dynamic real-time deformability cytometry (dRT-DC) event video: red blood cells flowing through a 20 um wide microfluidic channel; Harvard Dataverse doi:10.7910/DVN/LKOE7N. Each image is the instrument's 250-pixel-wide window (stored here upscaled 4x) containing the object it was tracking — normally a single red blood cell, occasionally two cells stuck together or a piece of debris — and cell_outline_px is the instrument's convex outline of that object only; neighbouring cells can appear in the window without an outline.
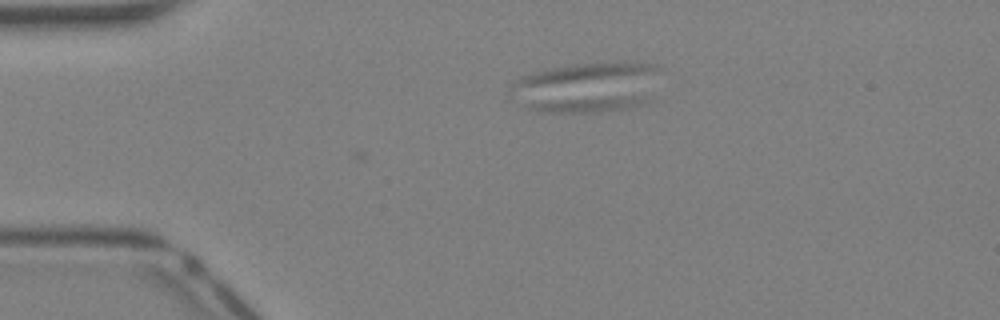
{"species": "Egyptian fruit bat (a non-hibernating species)", "species_latin": "Rousettus aegyptiacus", "temperature_condition": "warm", "stored_images_in_passage": 4, "camera_frame_rate_fps": 3000, "um_per_image_px": 0.085, "animal": {"sex": "female"}, "frame": {"image": 1, "passage_image": 4, "time_ms": 1.0, "image_size_px": [1000, 320], "cell_outline_px": [[652, 100], [644, 104], [628, 108], [592, 112], [540, 112], [524, 108], [528, 104], [536, 100], [568, 96], [632, 96]], "centroid_in_image_um": [49.76, 8.82], "position_along_channel_um": 35.2, "area_um2": 11.39}}